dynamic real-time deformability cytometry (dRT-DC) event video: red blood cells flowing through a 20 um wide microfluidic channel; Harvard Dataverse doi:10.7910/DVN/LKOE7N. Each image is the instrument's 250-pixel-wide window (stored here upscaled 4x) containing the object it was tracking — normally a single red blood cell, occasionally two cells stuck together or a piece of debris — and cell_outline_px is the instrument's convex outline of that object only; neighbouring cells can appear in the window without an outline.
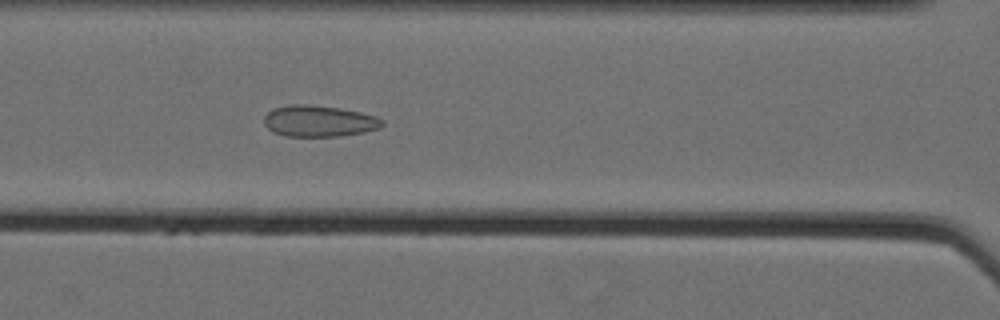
{"species": "Egyptian fruit bat (a non-hibernating species)", "species_latin": "Rousettus aegyptiacus", "temperature_condition": "cold", "stored_images_in_passage": 36, "camera_frame_rate_fps": 3000, "um_per_image_px": 0.085, "animal": {"sex": "female"}, "frame": {"image": 1, "passage_image": 28, "time_ms": 9.0, "image_size_px": [1000, 320], "cell_outline_px": [[384, 124], [380, 128], [364, 132], [340, 136], [284, 136], [272, 132], [264, 124], [264, 116], [272, 108], [292, 104], [308, 104], [340, 108], [360, 112], [376, 116], [384, 120]], "centroid_in_image_um": [27.11, 10.29], "position_along_channel_um": 139.5, "area_um2": 21.73}}
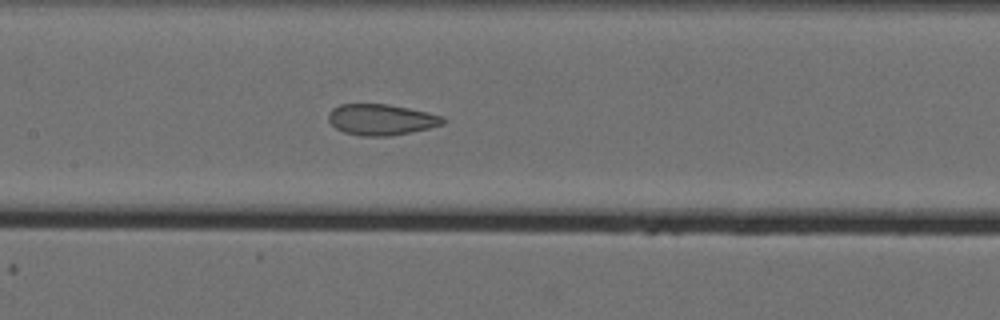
{"frame": {"image": 2, "passage_image": 31, "time_ms": 10.0, "image_size_px": [1000, 320], "cell_outline_px": [[444, 124], [412, 132], [388, 136], [364, 136], [344, 132], [336, 128], [328, 120], [328, 112], [332, 108], [340, 104], [388, 104], [428, 112], [444, 116]], "centroid_in_image_um": [32.4, 10.16], "position_along_channel_um": 175.0, "area_um2": 20.69}}
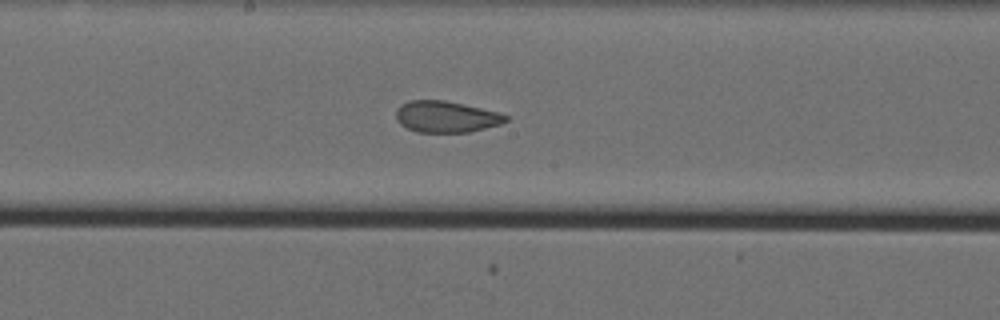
{"frame": {"image": 3, "passage_image": 34, "time_ms": 11.0, "image_size_px": [1000, 320], "cell_outline_px": [[508, 120], [500, 124], [468, 132], [416, 132], [400, 124], [396, 120], [396, 112], [400, 104], [412, 100], [444, 100], [480, 108], [496, 112], [508, 116]], "centroid_in_image_um": [37.88, 9.92], "position_along_channel_um": 210.3, "area_um2": 19.83}}